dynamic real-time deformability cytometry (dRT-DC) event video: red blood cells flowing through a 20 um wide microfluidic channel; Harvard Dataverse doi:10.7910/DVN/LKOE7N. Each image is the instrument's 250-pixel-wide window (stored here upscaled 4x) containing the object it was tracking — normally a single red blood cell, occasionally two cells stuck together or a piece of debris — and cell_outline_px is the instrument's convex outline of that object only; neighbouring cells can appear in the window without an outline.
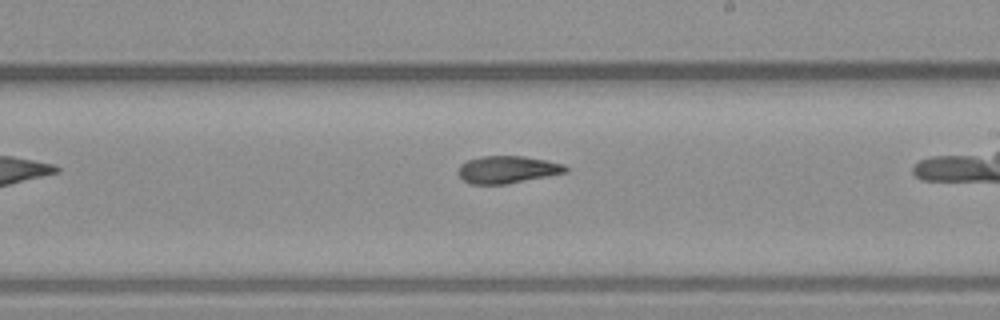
{"species": "common noctule bat (a hibernating species)", "species_latin": "Nyctalus noctula", "temperature_condition": "warm", "stored_images_in_passage": 20, "camera_frame_rate_fps": 3000, "um_per_image_px": 0.085, "animal": {"sex": "male", "body_mass_g": 23.1, "forearm_length_mm": 52.7}, "frame": {"image": 1, "passage_image": 12, "time_ms": 3.667, "image_size_px": [1000, 320], "cell_outline_px": [[568, 172], [508, 184], [472, 184], [464, 180], [456, 172], [460, 164], [468, 160], [480, 156], [524, 156], [564, 164], [568, 168]], "centroid_in_image_um": [43.11, 14.41], "position_along_channel_um": 245.9, "area_um2": 17.17}}
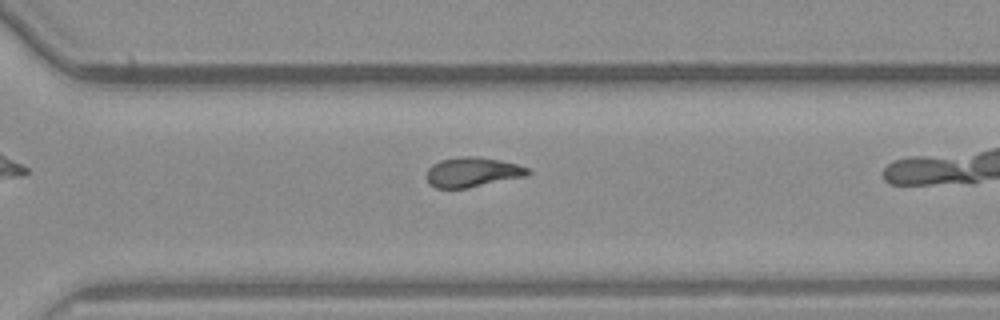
{"frame": {"image": 2, "passage_image": 17, "time_ms": 5.333, "image_size_px": [1000, 320], "cell_outline_px": [[532, 172], [528, 176], [468, 188], [436, 188], [428, 184], [428, 168], [432, 164], [440, 160], [460, 156], [476, 156], [500, 160], [516, 164], [528, 168]], "centroid_in_image_um": [40.18, 14.63], "position_along_channel_um": 330.4, "area_um2": 17.69}}